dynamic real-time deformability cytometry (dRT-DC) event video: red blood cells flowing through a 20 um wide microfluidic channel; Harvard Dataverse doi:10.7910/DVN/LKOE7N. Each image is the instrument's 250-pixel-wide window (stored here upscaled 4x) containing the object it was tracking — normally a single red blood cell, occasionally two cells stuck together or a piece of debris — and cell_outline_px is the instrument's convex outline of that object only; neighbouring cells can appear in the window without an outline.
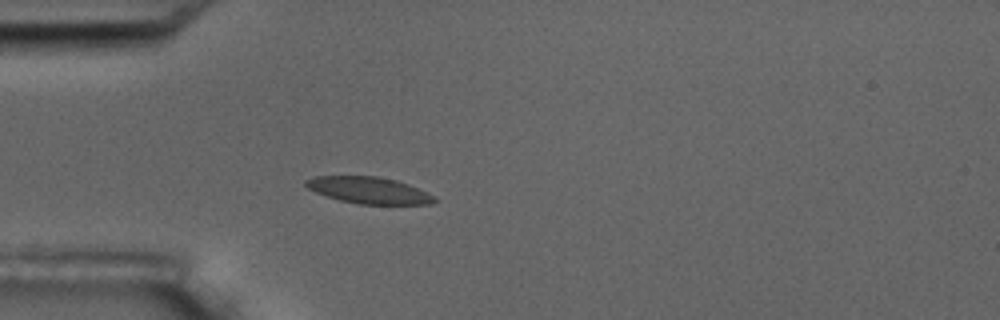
{"species": "common noctule bat (a hibernating species)", "species_latin": "Nyctalus noctula", "temperature_condition": "room temperature", "stored_images_in_passage": 4, "camera_frame_rate_fps": 3000, "um_per_image_px": 0.085, "animal": {"sex": "male", "body_mass_g": 17.5, "forearm_length_mm": 52.3}, "frame": {"image": 1, "passage_image": 4, "time_ms": 3.667, "image_size_px": [1000, 320], "cell_outline_px": [[436, 200], [432, 204], [360, 204], [340, 200], [316, 192], [308, 188], [304, 184], [304, 180], [312, 176], [376, 176], [396, 180], [408, 184], [436, 196]], "centroid_in_image_um": [31.35, 16.16], "position_along_channel_um": 53.7, "area_um2": 19.88}}